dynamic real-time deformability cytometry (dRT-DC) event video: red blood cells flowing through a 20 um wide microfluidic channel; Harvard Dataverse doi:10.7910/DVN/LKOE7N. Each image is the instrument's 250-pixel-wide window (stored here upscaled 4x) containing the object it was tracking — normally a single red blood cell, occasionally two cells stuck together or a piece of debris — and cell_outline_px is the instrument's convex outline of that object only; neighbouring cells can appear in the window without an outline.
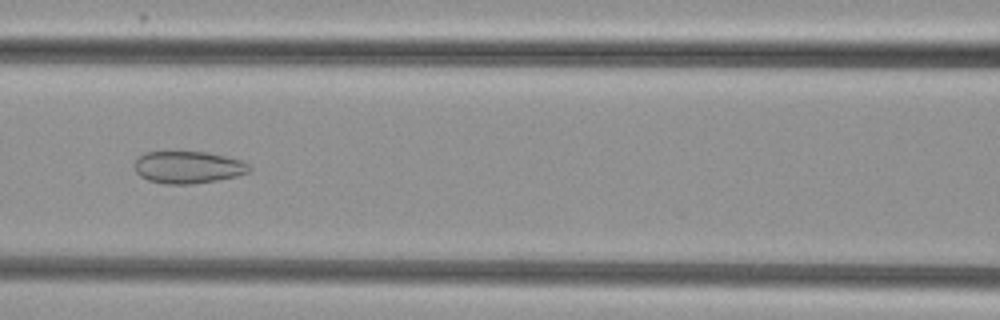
{"species": "common noctule bat (a hibernating species)", "species_latin": "Nyctalus noctula", "temperature_condition": "cold", "stored_images_in_passage": 29, "camera_frame_rate_fps": 3000, "um_per_image_px": 0.085, "animal": {"sex": "female", "body_mass_g": 29.2, "forearm_length_mm": 56.3}, "frame": {"image": 1, "passage_image": 24, "time_ms": 7.667, "image_size_px": [1000, 320], "cell_outline_px": [[252, 168], [248, 172], [236, 176], [216, 180], [192, 184], [164, 184], [148, 180], [140, 176], [136, 172], [136, 160], [144, 152], [208, 152], [240, 160], [248, 164]], "centroid_in_image_um": [15.98, 14.22], "position_along_channel_um": 150.6, "area_um2": 21.33}}
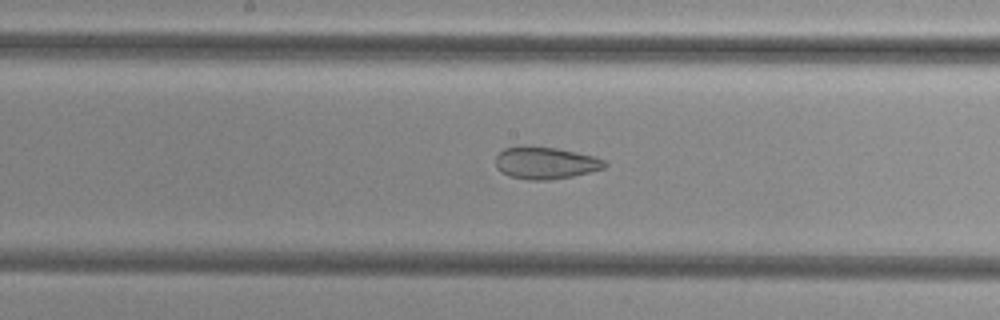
{"frame": {"image": 2, "passage_image": 28, "time_ms": 9.0, "image_size_px": [1000, 320], "cell_outline_px": [[608, 164], [604, 168], [592, 172], [572, 176], [548, 180], [528, 180], [508, 176], [500, 172], [496, 168], [496, 156], [504, 148], [556, 148], [576, 152], [592, 156], [604, 160]], "centroid_in_image_um": [46.38, 13.89], "position_along_channel_um": 201.8, "area_um2": 20.0}}